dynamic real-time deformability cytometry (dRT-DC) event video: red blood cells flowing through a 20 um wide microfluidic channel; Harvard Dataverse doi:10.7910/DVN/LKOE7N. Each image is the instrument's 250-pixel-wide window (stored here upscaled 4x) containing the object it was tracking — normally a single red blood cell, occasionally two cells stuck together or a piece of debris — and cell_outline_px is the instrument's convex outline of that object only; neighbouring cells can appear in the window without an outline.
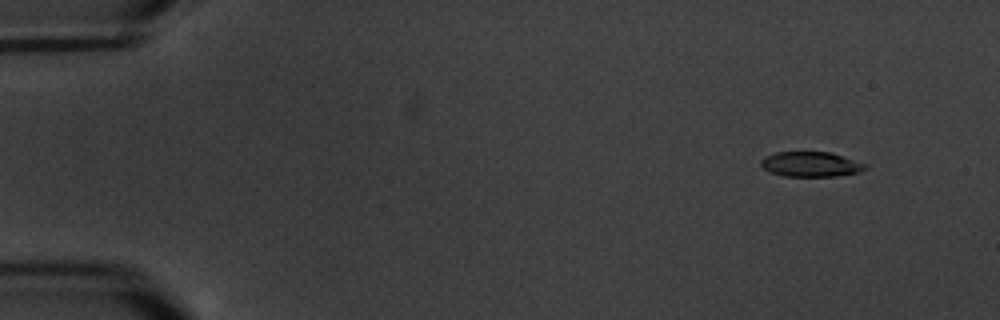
{"species": "common noctule bat (a hibernating species)", "species_latin": "Nyctalus noctula", "temperature_condition": "warm", "stored_images_in_passage": 8, "camera_frame_rate_fps": 3000, "um_per_image_px": 0.085, "animal": {"sex": "male", "body_mass_g": 20.1, "forearm_length_mm": 53.5}, "frame": {"image": 1, "passage_image": 2, "time_ms": 1.0, "image_size_px": [1000, 320], "cell_outline_px": [[868, 168], [860, 172], [836, 176], [784, 176], [768, 172], [760, 164], [760, 160], [764, 156], [776, 152], [832, 152], [868, 164]], "centroid_in_image_um": [68.93, 13.96], "position_along_channel_um": 16.1, "area_um2": 15.43}}
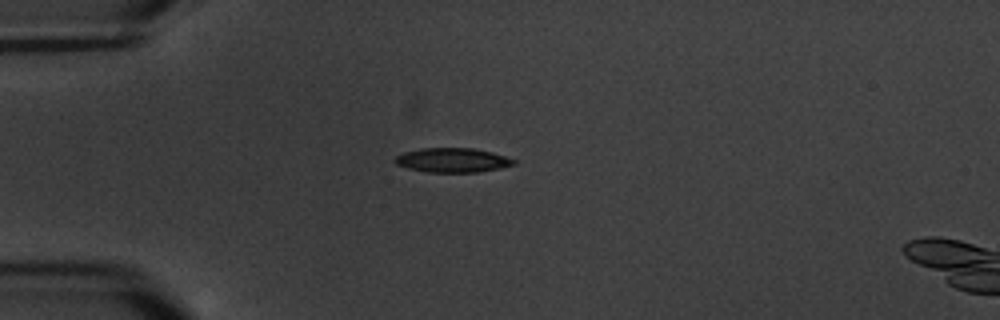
{"frame": {"image": 2, "passage_image": 5, "time_ms": 4.667, "image_size_px": [1000, 320], "cell_outline_px": [[516, 164], [500, 168], [476, 172], [428, 172], [408, 168], [396, 164], [392, 160], [396, 156], [404, 152], [420, 148], [472, 148], [492, 152], [516, 160]], "centroid_in_image_um": [38.44, 13.61], "position_along_channel_um": 46.6, "area_um2": 16.82}}
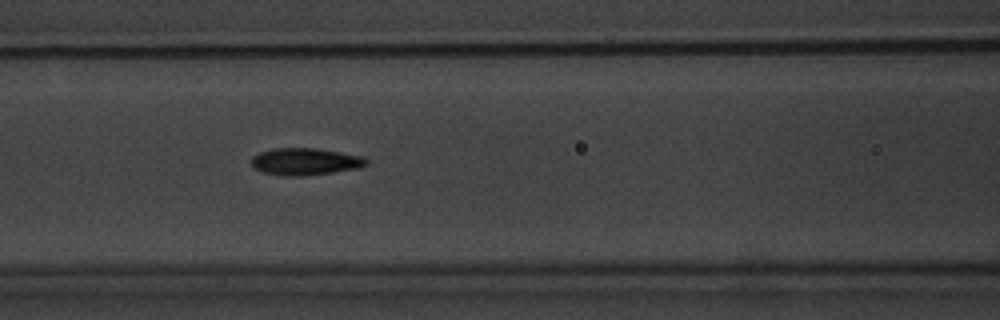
{"frame": {"image": 3, "passage_image": 8, "time_ms": 8.0, "image_size_px": [1000, 320], "cell_outline_px": [[368, 164], [356, 168], [332, 172], [304, 176], [284, 176], [264, 172], [252, 168], [252, 156], [260, 152], [276, 148], [316, 148], [340, 152], [360, 156], [368, 160]], "centroid_in_image_um": [25.91, 13.73], "position_along_channel_um": 140.7, "area_um2": 17.98}}